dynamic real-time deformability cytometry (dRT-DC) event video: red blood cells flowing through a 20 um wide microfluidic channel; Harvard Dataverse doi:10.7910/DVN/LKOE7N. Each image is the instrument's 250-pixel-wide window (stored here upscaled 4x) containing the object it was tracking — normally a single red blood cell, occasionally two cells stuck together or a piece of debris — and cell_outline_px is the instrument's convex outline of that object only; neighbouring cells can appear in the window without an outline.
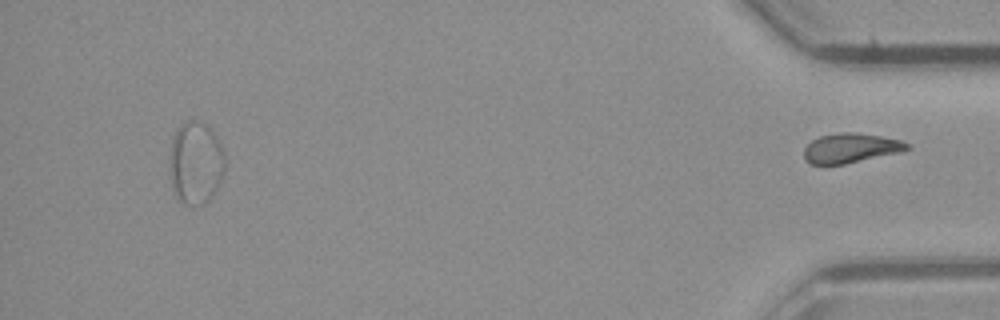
{"species": "common noctule bat (a hibernating species)", "species_latin": "Nyctalus noctula", "temperature_condition": "room temperature", "stored_images_in_passage": 41, "segment_of_instrument_passage": [2, 2], "camera_frame_rate_fps": 3000, "um_per_image_px": 0.085, "animal": {"sex": "male", "body_mass_g": 23.1, "forearm_length_mm": 52.7}, "frame": {"image": 1, "passage_image": 41, "time_ms": 13.333, "image_size_px": [1000, 320], "cell_outline_px": [[912, 148], [896, 152], [844, 164], [808, 164], [804, 160], [804, 148], [812, 140], [820, 136], [840, 132], [856, 132], [880, 136], [900, 140], [908, 144]], "centroid_in_image_um": [72.24, 12.58], "position_along_channel_um": 363.0, "area_um2": 17.51}}